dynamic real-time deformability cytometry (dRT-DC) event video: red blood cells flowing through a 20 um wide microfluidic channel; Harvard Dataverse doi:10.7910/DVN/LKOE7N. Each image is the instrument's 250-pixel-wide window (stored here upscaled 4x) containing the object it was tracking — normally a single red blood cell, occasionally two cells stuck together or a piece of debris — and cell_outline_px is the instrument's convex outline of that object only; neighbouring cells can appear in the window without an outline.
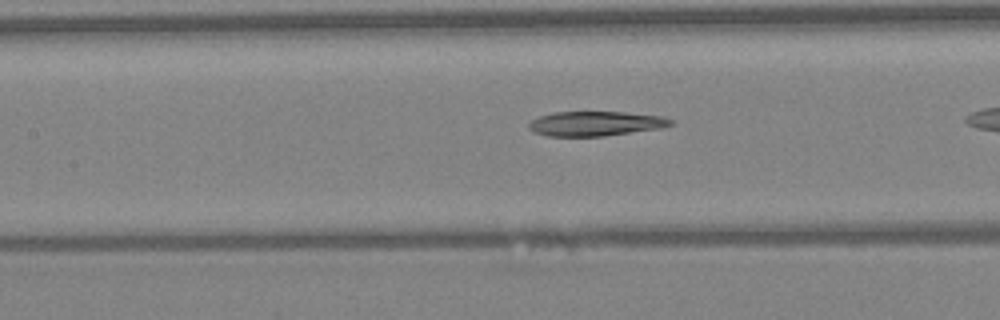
{"species": "Egyptian fruit bat (a non-hibernating species)", "species_latin": "Rousettus aegyptiacus", "temperature_condition": "warm", "stored_images_in_passage": 24, "camera_frame_rate_fps": 3000, "um_per_image_px": 0.085, "animal": {"sex": "female"}, "frame": {"image": 1, "passage_image": 8, "time_ms": 2.333, "image_size_px": [1000, 320], "cell_outline_px": [[672, 124], [660, 128], [604, 136], [548, 136], [536, 132], [528, 128], [528, 124], [532, 120], [540, 116], [552, 112], [624, 112], [660, 116], [672, 120]], "centroid_in_image_um": [50.59, 10.5], "position_along_channel_um": 156.8, "area_um2": 20.11}}
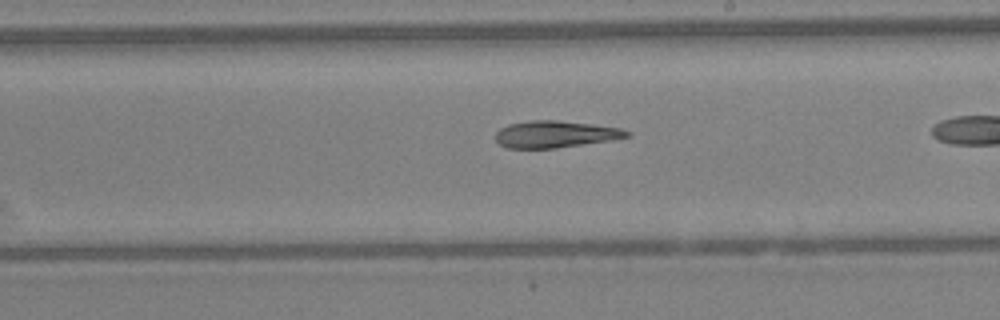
{"frame": {"image": 2, "passage_image": 14, "time_ms": 4.333, "image_size_px": [1000, 320], "cell_outline_px": [[632, 132], [628, 136], [612, 140], [556, 148], [508, 148], [500, 144], [496, 140], [496, 132], [500, 128], [508, 124], [532, 120], [556, 120], [592, 124], [620, 128]], "centroid_in_image_um": [47.19, 11.4], "position_along_channel_um": 241.8, "area_um2": 20.46}}
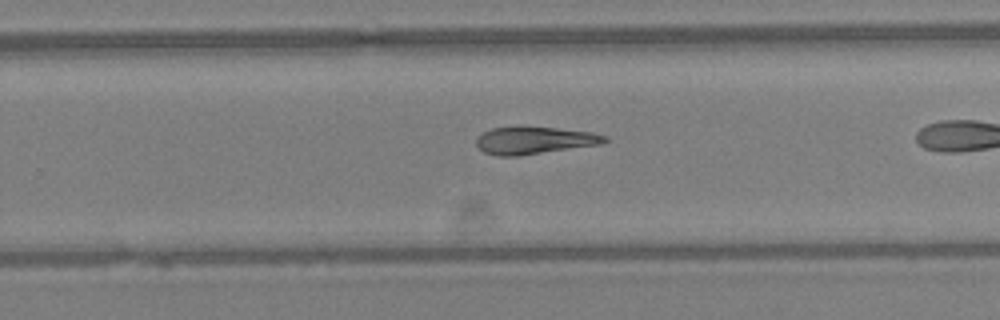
{"frame": {"image": 3, "passage_image": 17, "time_ms": 5.333, "image_size_px": [1000, 320], "cell_outline_px": [[608, 140], [600, 144], [520, 156], [496, 156], [484, 152], [476, 144], [476, 140], [484, 132], [492, 128], [556, 128], [592, 132], [608, 136]], "centroid_in_image_um": [45.45, 11.96], "position_along_channel_um": 284.4, "area_um2": 20.0}}